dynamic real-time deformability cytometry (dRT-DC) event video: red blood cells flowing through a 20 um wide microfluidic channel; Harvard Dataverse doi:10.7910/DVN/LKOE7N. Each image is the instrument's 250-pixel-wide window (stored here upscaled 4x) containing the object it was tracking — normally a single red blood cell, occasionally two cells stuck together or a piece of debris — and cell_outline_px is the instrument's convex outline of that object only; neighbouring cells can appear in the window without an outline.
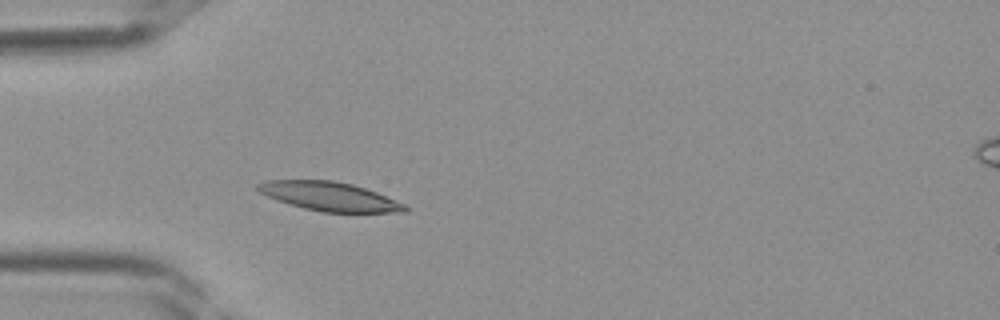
{"species": "Egyptian fruit bat (a non-hibernating species)", "species_latin": "Rousettus aegyptiacus", "temperature_condition": "room temperature", "stored_images_in_passage": 29, "camera_frame_rate_fps": 3000, "um_per_image_px": 0.085, "frame": {"image": 1, "passage_image": 1, "time_ms": 0.0, "image_size_px": [1000, 320], "cell_outline_px": [[408, 212], [320, 212], [304, 208], [276, 200], [260, 192], [256, 188], [256, 184], [264, 180], [332, 180], [352, 184], [376, 192], [408, 204]], "centroid_in_image_um": [28.03, 16.69], "position_along_channel_um": 57.0, "area_um2": 24.85}}
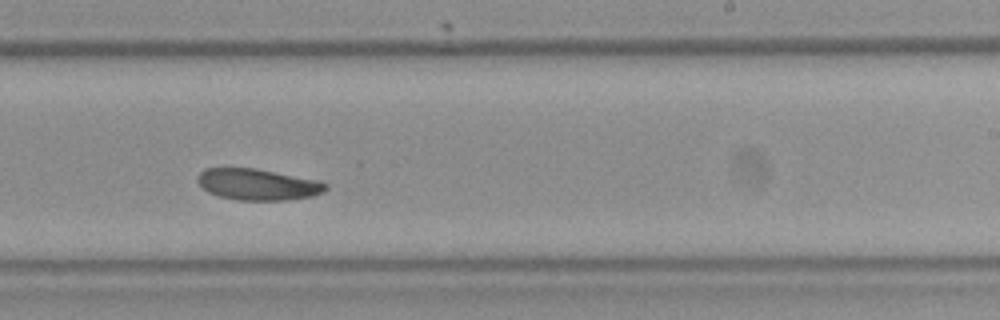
{"frame": {"image": 2, "passage_image": 14, "time_ms": 4.333, "image_size_px": [1000, 320], "cell_outline_px": [[328, 188], [324, 192], [312, 196], [288, 200], [236, 200], [220, 196], [208, 192], [196, 180], [200, 172], [204, 168], [256, 168], [320, 180], [328, 184]], "centroid_in_image_um": [21.95, 15.67], "position_along_channel_um": 267.1, "area_um2": 23.52}}
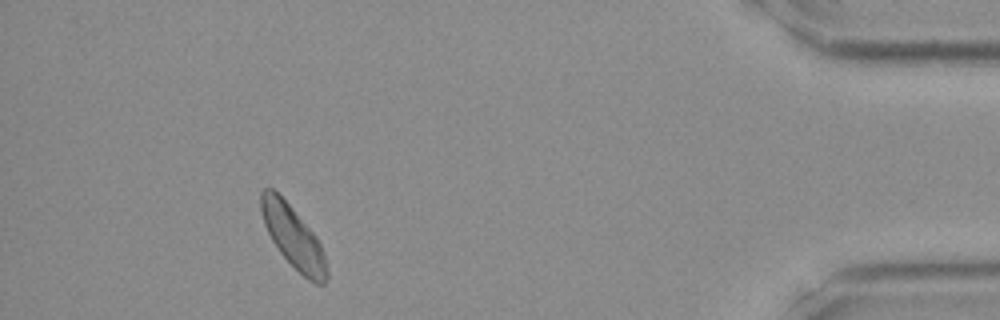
{"frame": {"image": 3, "passage_image": 26, "time_ms": 8.333, "image_size_px": [1000, 320], "cell_outline_px": [[328, 276], [324, 284], [316, 284], [308, 280], [280, 252], [272, 240], [264, 224], [260, 212], [260, 192], [264, 188], [272, 188], [292, 208], [316, 236], [320, 244], [324, 256], [328, 272]], "centroid_in_image_um": [24.9, 20.14], "position_along_channel_um": 410.3, "area_um2": 23.29}}